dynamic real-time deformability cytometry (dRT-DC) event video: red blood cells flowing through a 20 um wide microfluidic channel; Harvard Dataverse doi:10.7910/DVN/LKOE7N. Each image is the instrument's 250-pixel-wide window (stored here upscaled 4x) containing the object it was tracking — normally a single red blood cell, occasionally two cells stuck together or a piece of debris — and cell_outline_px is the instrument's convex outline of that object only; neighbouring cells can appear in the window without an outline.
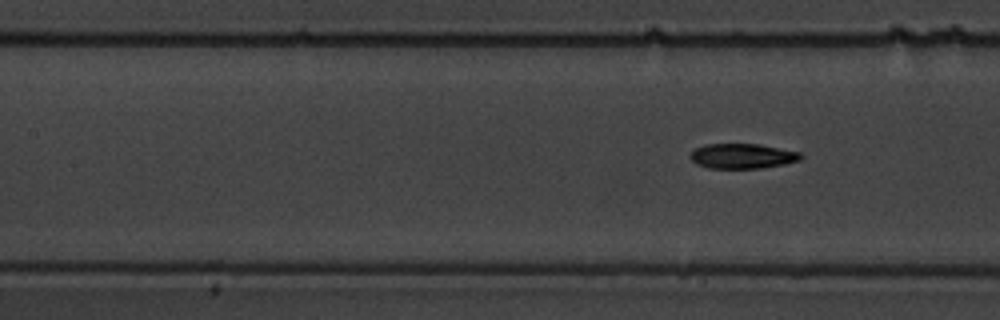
{"species": "common noctule bat (a hibernating species)", "species_latin": "Nyctalus noctula", "temperature_condition": "warm", "stored_images_in_passage": 9, "segment_of_instrument_passage": [2, 2], "camera_frame_rate_fps": 3000, "um_per_image_px": 0.085, "animal": {"sex": "male", "body_mass_g": 19.5, "forearm_length_mm": 54.6}, "frame": {"image": 1, "passage_image": 9, "time_ms": 10.333, "image_size_px": [1000, 320], "cell_outline_px": [[804, 156], [800, 160], [784, 164], [760, 168], [708, 168], [696, 164], [688, 156], [696, 148], [704, 144], [756, 144], [800, 152]], "centroid_in_image_um": [63.08, 13.27], "position_along_channel_um": 144.3, "area_um2": 16.01}}